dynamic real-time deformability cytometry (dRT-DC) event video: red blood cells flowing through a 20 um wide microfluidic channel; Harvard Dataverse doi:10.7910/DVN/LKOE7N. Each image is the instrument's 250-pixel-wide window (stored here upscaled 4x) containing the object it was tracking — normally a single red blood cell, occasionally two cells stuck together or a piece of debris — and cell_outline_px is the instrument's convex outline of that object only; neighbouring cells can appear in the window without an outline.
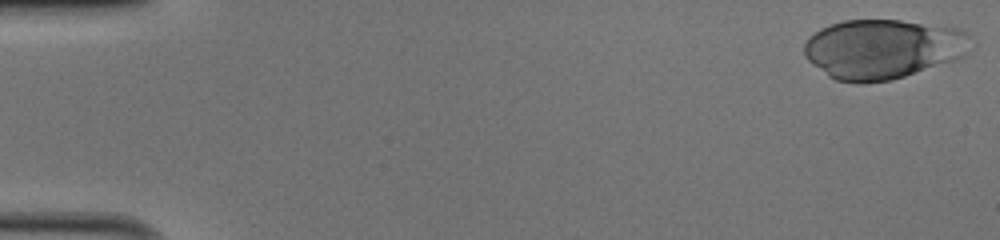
{"species": "human", "species_latin": "Homo sapiens", "temperature_condition": "cold", "stored_images_in_passage": 41, "camera_frame_rate_fps": 3000, "um_per_image_px": 0.085, "donor": {"sex": "male"}, "frame": {"image": 1, "passage_image": 1, "time_ms": 0.0, "image_size_px": [1000, 240], "cell_outline_px": [[976, 44], [964, 56], [956, 60], [892, 80], [864, 84], [860, 84], [836, 80], [828, 76], [812, 64], [804, 56], [804, 44], [808, 36], [820, 28], [844, 20], [900, 20], [948, 24], [960, 28]], "centroid_in_image_um": [75.1, 4.15], "position_along_channel_um": 9.9, "area_um2": 59.13}}